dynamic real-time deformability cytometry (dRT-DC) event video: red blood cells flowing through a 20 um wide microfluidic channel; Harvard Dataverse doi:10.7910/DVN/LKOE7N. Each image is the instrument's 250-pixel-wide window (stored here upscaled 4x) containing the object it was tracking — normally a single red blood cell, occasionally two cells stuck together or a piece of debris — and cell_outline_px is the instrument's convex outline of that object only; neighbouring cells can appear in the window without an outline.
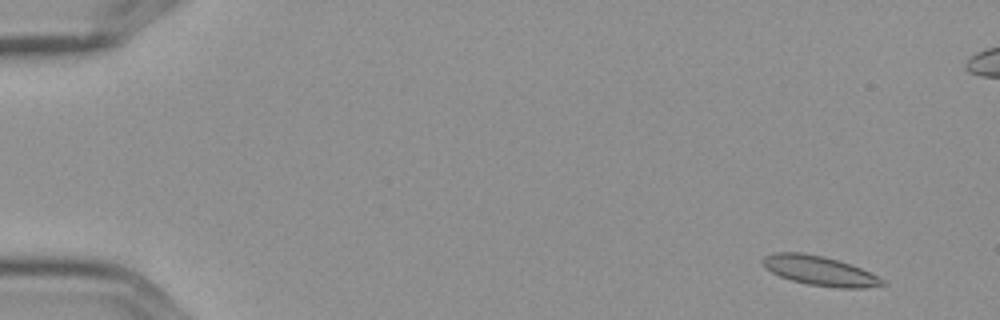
{"species": "Egyptian fruit bat (a non-hibernating species)", "species_latin": "Rousettus aegyptiacus", "temperature_condition": "cold", "stored_images_in_passage": 5, "camera_frame_rate_fps": 3000, "um_per_image_px": 0.085, "frame": {"image": 1, "passage_image": 1, "time_ms": 0.0, "image_size_px": [1000, 320], "cell_outline_px": [[888, 284], [864, 288], [836, 288], [808, 284], [792, 280], [780, 276], [772, 272], [764, 264], [764, 256], [772, 252], [800, 252], [820, 256], [836, 260], [860, 268], [884, 280]], "centroid_in_image_um": [69.68, 23.03], "position_along_channel_um": 15.3, "area_um2": 20.11}}